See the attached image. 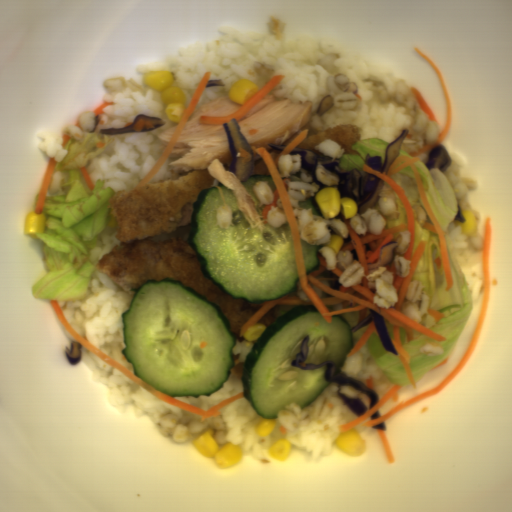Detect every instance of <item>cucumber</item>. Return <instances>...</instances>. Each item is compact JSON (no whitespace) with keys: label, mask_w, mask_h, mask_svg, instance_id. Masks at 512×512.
Segmentation results:
<instances>
[{"label":"cucumber","mask_w":512,"mask_h":512,"mask_svg":"<svg viewBox=\"0 0 512 512\" xmlns=\"http://www.w3.org/2000/svg\"><path fill=\"white\" fill-rule=\"evenodd\" d=\"M298 205H299V207L301 209H311L313 215H317V216H320V217L324 218L322 213L320 212L318 206H317L315 197H310V198H307V199H305L303 201H300L298 203Z\"/></svg>","instance_id":"obj_5"},{"label":"cucumber","mask_w":512,"mask_h":512,"mask_svg":"<svg viewBox=\"0 0 512 512\" xmlns=\"http://www.w3.org/2000/svg\"><path fill=\"white\" fill-rule=\"evenodd\" d=\"M353 328L342 316L328 323L319 309L300 305L289 309L265 327L248 354L242 374L243 396L263 418L277 419L278 411L295 403L304 409L331 381L327 366L302 370L291 364L309 336L308 356L301 366L335 364V375L354 346Z\"/></svg>","instance_id":"obj_3"},{"label":"cucumber","mask_w":512,"mask_h":512,"mask_svg":"<svg viewBox=\"0 0 512 512\" xmlns=\"http://www.w3.org/2000/svg\"><path fill=\"white\" fill-rule=\"evenodd\" d=\"M134 375L170 396L208 397L223 388L237 339L218 305L171 278L151 279L121 313Z\"/></svg>","instance_id":"obj_1"},{"label":"cucumber","mask_w":512,"mask_h":512,"mask_svg":"<svg viewBox=\"0 0 512 512\" xmlns=\"http://www.w3.org/2000/svg\"><path fill=\"white\" fill-rule=\"evenodd\" d=\"M301 251L303 255L306 273L309 275L312 272L318 271L321 261L318 257L319 250L324 245L310 244L306 240L299 238Z\"/></svg>","instance_id":"obj_4"},{"label":"cucumber","mask_w":512,"mask_h":512,"mask_svg":"<svg viewBox=\"0 0 512 512\" xmlns=\"http://www.w3.org/2000/svg\"><path fill=\"white\" fill-rule=\"evenodd\" d=\"M267 181L273 194L277 187L272 175L254 174L240 181L253 199L263 228L252 227L239 209L232 190L226 186L199 191L192 207V225L188 241L195 251L202 273L233 299L255 304L276 301L296 291L300 281L288 219L280 227L263 221L261 205L254 185ZM232 207L233 220L227 229L216 222L220 205Z\"/></svg>","instance_id":"obj_2"}]
</instances>
